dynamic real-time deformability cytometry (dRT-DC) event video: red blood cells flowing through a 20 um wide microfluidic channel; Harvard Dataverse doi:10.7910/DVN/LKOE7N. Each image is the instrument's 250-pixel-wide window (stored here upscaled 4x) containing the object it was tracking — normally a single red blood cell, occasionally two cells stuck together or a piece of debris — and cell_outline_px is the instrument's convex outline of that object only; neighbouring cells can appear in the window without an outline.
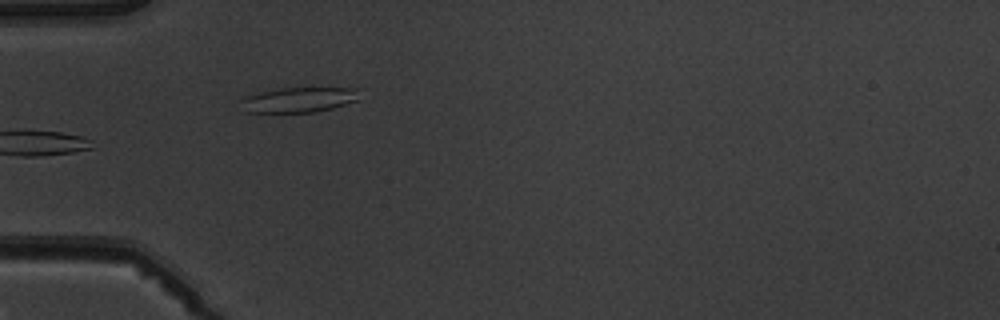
{"species": "common noctule bat (a hibernating species)", "species_latin": "Nyctalus noctula", "temperature_condition": "warm", "stored_images_in_passage": 9, "camera_frame_rate_fps": 3000, "um_per_image_px": 0.085, "animal": {"sex": "male", "body_mass_g": 19.5, "forearm_length_mm": 54.6}, "frame": {"image": 1, "passage_image": 6, "time_ms": 5.667, "image_size_px": [1000, 320], "cell_outline_px": [[360, 100], [332, 108], [316, 112], [240, 112], [240, 96], [280, 88], [356, 88]], "centroid_in_image_um": [25.3, 8.49], "position_along_channel_um": 59.7, "area_um2": 17.63}}
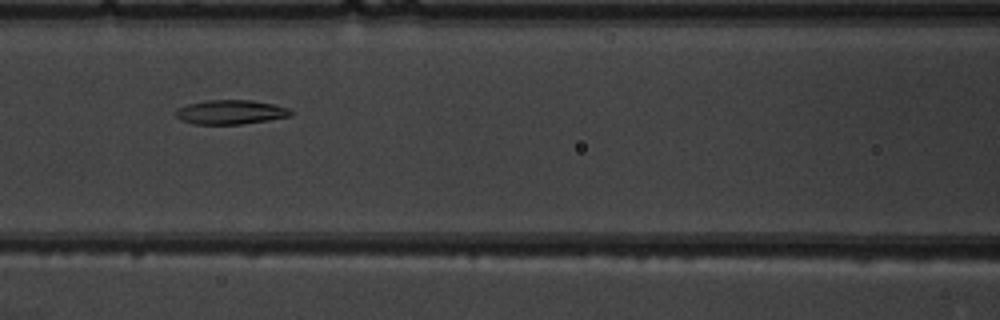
{"frame": {"image": 2, "passage_image": 8, "time_ms": 8.0, "image_size_px": [1000, 320], "cell_outline_px": [[296, 112], [292, 116], [268, 120], [240, 124], [192, 124], [180, 120], [176, 116], [176, 108], [188, 104], [208, 100], [252, 100], [276, 104], [288, 108]], "centroid_in_image_um": [19.64, 9.53], "position_along_channel_um": 147.0, "area_um2": 16.47}}
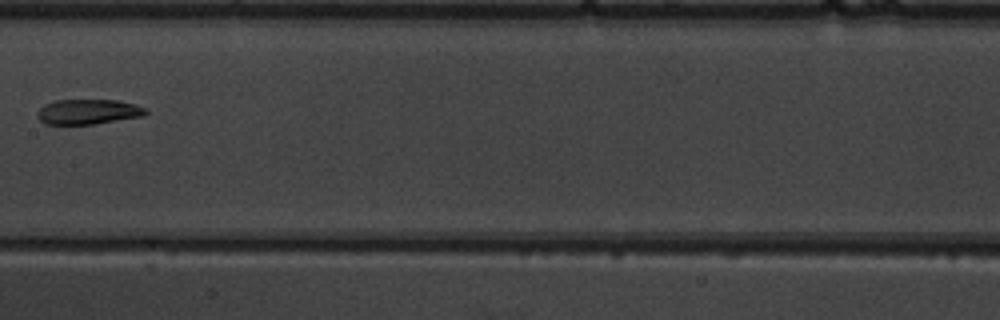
{"frame": {"image": 3, "passage_image": 9, "time_ms": 9.333, "image_size_px": [1000, 320], "cell_outline_px": [[148, 112], [144, 116], [92, 124], [44, 124], [36, 116], [36, 112], [44, 104], [56, 100], [116, 100], [136, 104], [144, 108]], "centroid_in_image_um": [7.46, 9.5], "position_along_channel_um": 199.9, "area_um2": 15.84}}